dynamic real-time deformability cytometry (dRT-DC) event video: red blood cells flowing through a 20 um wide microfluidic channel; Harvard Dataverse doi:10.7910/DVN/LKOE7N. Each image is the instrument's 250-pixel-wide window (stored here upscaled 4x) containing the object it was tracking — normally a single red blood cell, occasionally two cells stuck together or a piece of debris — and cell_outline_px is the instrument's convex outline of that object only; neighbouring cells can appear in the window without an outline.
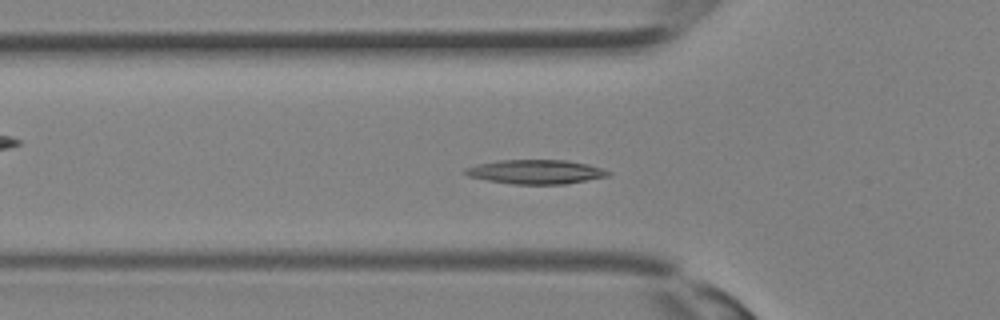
{"species": "Egyptian fruit bat (a non-hibernating species)", "species_latin": "Rousettus aegyptiacus", "temperature_condition": "room temperature", "stored_images_in_passage": 29, "camera_frame_rate_fps": 3000, "um_per_image_px": 0.085, "animal": {"sex": "female"}, "frame": {"image": 1, "passage_image": 11, "time_ms": 3.333, "image_size_px": [1000, 320], "cell_outline_px": [[612, 172], [608, 176], [564, 184], [512, 184], [488, 180], [468, 176], [460, 172], [464, 168], [476, 164], [500, 160], [568, 160], [588, 164], [604, 168]], "centroid_in_image_um": [45.52, 14.6], "position_along_channel_um": 80.3, "area_um2": 20.29}}
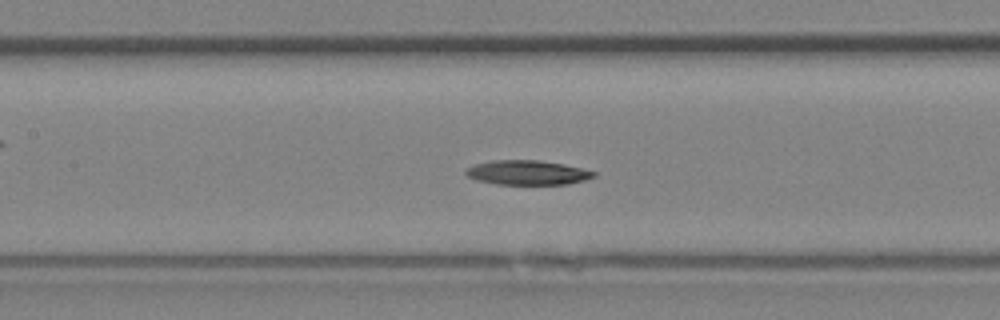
{"frame": {"image": 2, "passage_image": 15, "time_ms": 4.667, "image_size_px": [1000, 320], "cell_outline_px": [[596, 176], [584, 180], [568, 184], [496, 184], [476, 180], [468, 176], [464, 172], [468, 168], [476, 164], [492, 160], [540, 160], [564, 164], [596, 172]], "centroid_in_image_um": [44.83, 14.67], "position_along_channel_um": 162.6, "area_um2": 18.15}}
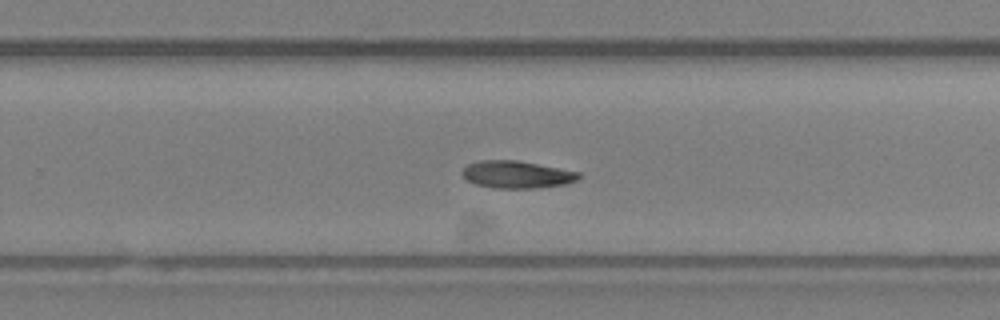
{"frame": {"image": 3, "passage_image": 21, "time_ms": 6.667, "image_size_px": [1000, 320], "cell_outline_px": [[580, 176], [576, 180], [564, 184], [536, 188], [492, 188], [476, 184], [468, 180], [460, 172], [468, 164], [480, 160], [516, 160], [580, 172]], "centroid_in_image_um": [43.9, 14.83], "position_along_channel_um": 285.9, "area_um2": 18.38}}